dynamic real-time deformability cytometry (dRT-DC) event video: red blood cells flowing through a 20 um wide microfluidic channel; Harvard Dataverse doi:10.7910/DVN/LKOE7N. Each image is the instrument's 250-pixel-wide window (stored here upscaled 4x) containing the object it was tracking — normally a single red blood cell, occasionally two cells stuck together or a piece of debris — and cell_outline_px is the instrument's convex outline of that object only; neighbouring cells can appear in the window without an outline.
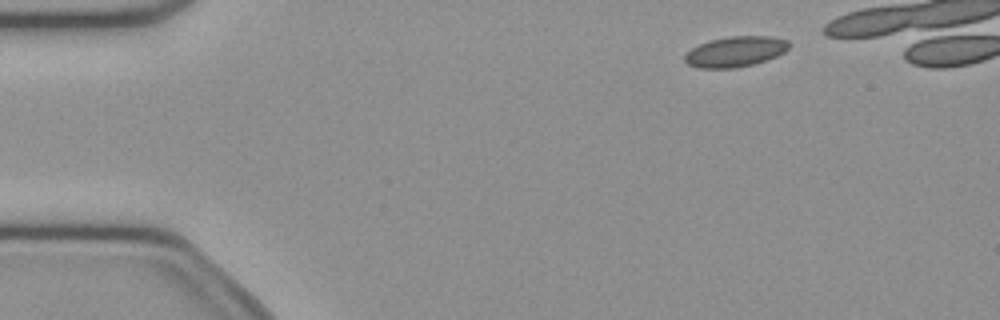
{"species": "common noctule bat (a hibernating species)", "species_latin": "Nyctalus noctula", "temperature_condition": "cold", "stored_images_in_passage": 38, "camera_frame_rate_fps": 3000, "um_per_image_px": 0.085, "animal": {"sex": "female", "body_mass_g": 21.9}, "frame": {"image": 1, "passage_image": 2, "time_ms": 0.333, "image_size_px": [1000, 320], "cell_outline_px": [[792, 44], [784, 52], [776, 56], [752, 64], [736, 68], [700, 68], [688, 64], [684, 60], [684, 56], [692, 48], [700, 44], [712, 40], [732, 36], [772, 36], [788, 40]], "centroid_in_image_um": [62.54, 4.38], "position_along_channel_um": 22.5, "area_um2": 18.32}}
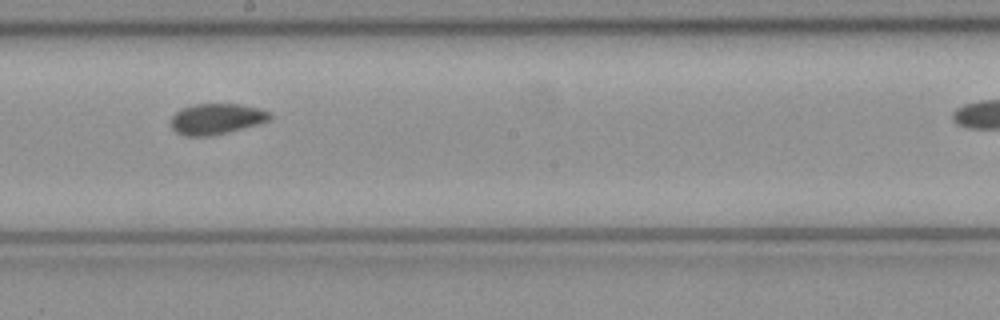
{"frame": {"image": 2, "passage_image": 24, "time_ms": 7.667, "image_size_px": [1000, 320], "cell_outline_px": [[272, 116], [268, 120], [256, 124], [228, 132], [212, 136], [184, 136], [176, 132], [168, 124], [172, 116], [180, 108], [192, 104], [236, 104], [260, 108], [272, 112]], "centroid_in_image_um": [18.34, 10.1], "position_along_channel_um": 229.9, "area_um2": 17.92}}
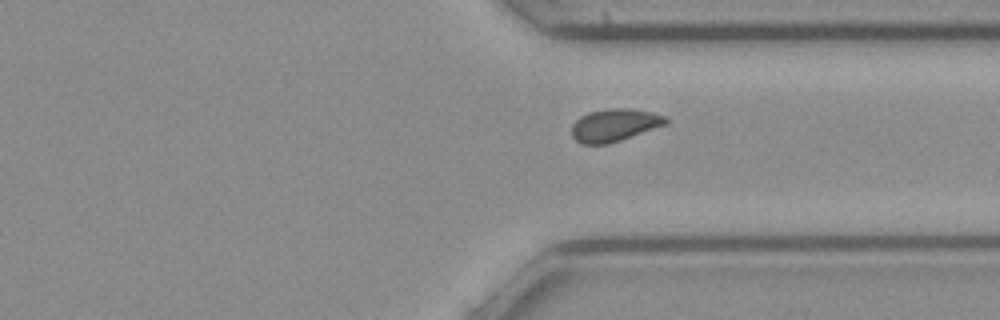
{"frame": {"image": 3, "passage_image": 34, "time_ms": 11.0, "image_size_px": [1000, 320], "cell_outline_px": [[668, 124], [608, 144], [580, 144], [572, 136], [572, 124], [580, 116], [588, 112], [608, 108], [632, 108], [652, 112], [664, 116], [668, 120]], "centroid_in_image_um": [52.22, 10.62], "position_along_channel_um": 359.2, "area_um2": 17.98}}